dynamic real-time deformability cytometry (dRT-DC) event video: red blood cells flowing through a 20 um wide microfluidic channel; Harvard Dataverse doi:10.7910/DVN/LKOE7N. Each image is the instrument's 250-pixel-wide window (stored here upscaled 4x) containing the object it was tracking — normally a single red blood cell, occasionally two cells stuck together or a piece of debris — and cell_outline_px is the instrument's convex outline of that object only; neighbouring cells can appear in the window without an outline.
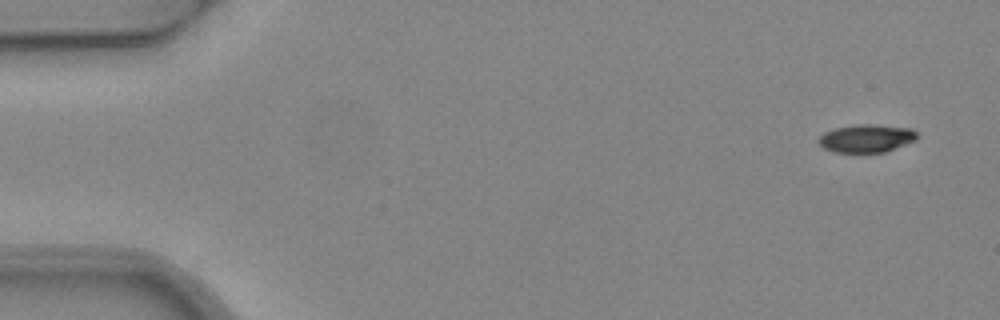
{"species": "common noctule bat (a hibernating species)", "species_latin": "Nyctalus noctula", "temperature_condition": "warm", "stored_images_in_passage": 6, "camera_frame_rate_fps": 3000, "um_per_image_px": 0.085, "animal": {"sex": "female", "body_mass_g": 24.6, "forearm_length_mm": 56.2}, "frame": {"image": 1, "passage_image": 1, "time_ms": 0.0, "image_size_px": [1000, 320], "cell_outline_px": [[916, 140], [884, 152], [836, 152], [824, 148], [816, 140], [824, 132], [832, 128], [856, 124], [872, 124], [912, 128], [916, 132]], "centroid_in_image_um": [73.61, 11.74], "position_along_channel_um": 11.4, "area_um2": 16.07}}
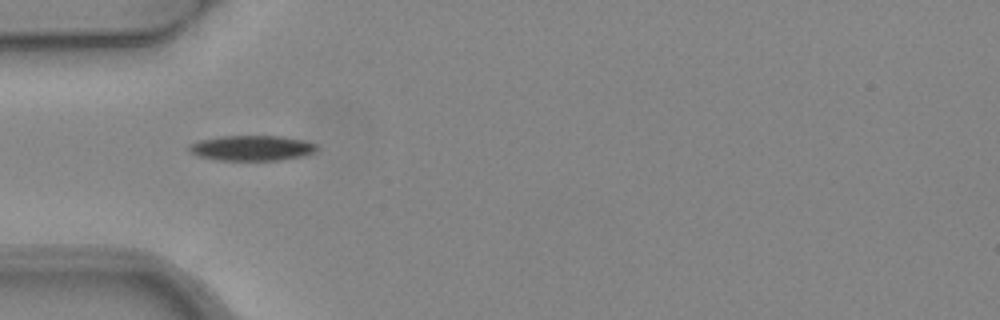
{"frame": {"image": 2, "passage_image": 5, "time_ms": 1.333, "image_size_px": [1000, 320], "cell_outline_px": [[320, 148], [316, 152], [304, 156], [280, 160], [216, 160], [196, 156], [188, 148], [192, 144], [200, 140], [220, 136], [280, 136], [304, 140], [316, 144]], "centroid_in_image_um": [21.46, 12.59], "position_along_channel_um": 63.5, "area_um2": 18.9}}
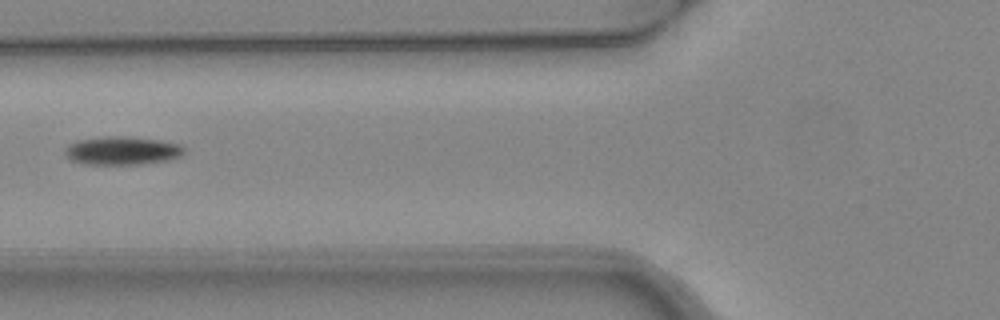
{"frame": {"image": 3, "passage_image": 6, "time_ms": 1.667, "image_size_px": [1000, 320], "cell_outline_px": [[184, 152], [180, 156], [172, 160], [140, 164], [84, 164], [68, 160], [64, 152], [64, 148], [68, 144], [76, 140], [100, 136], [128, 136], [160, 140], [180, 144], [184, 148]], "centroid_in_image_um": [10.34, 12.8], "position_along_channel_um": 115.5, "area_um2": 20.11}}